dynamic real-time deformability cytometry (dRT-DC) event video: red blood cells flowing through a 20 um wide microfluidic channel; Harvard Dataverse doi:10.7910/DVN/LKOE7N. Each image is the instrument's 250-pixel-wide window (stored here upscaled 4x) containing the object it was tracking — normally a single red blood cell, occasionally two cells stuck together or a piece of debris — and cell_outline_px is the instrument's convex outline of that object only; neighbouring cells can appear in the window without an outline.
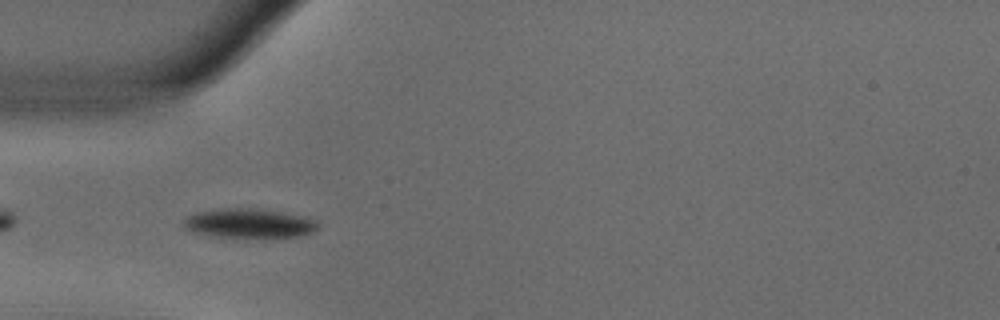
{"species": "common noctule bat (a hibernating species)", "species_latin": "Nyctalus noctula", "temperature_condition": "warm", "stored_images_in_passage": 42, "camera_frame_rate_fps": 3000, "um_per_image_px": 0.085, "animal": {"sex": "male", "body_mass_g": 18.8}, "frame": {"image": 1, "passage_image": 3, "time_ms": 0.667, "image_size_px": [1000, 320], "cell_outline_px": [[316, 228], [312, 232], [300, 236], [208, 236], [184, 228], [184, 220], [188, 216], [196, 212], [224, 208], [248, 208], [280, 212], [316, 220]], "centroid_in_image_um": [21.1, 18.97], "position_along_channel_um": 63.9, "area_um2": 22.08}}
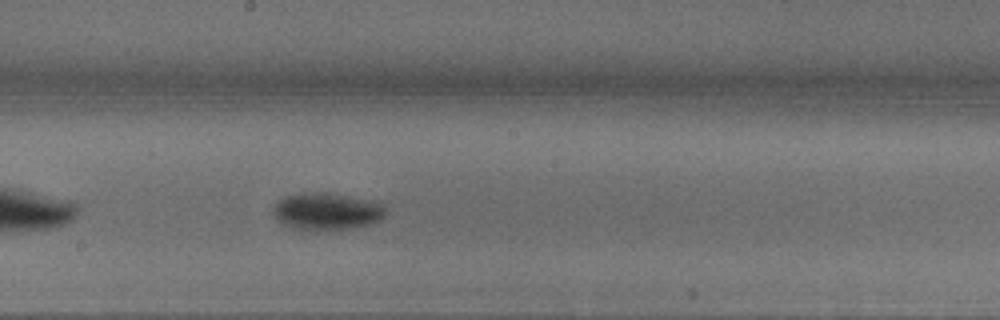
{"frame": {"image": 2, "passage_image": 16, "time_ms": 5.0, "image_size_px": [1000, 320], "cell_outline_px": [[388, 208], [384, 216], [380, 220], [368, 224], [352, 228], [312, 232], [300, 232], [284, 224], [272, 212], [276, 204], [284, 196], [300, 192], [324, 192], [372, 200], [384, 204]], "centroid_in_image_um": [27.79, 17.98], "position_along_channel_um": 220.4, "area_um2": 24.91}}
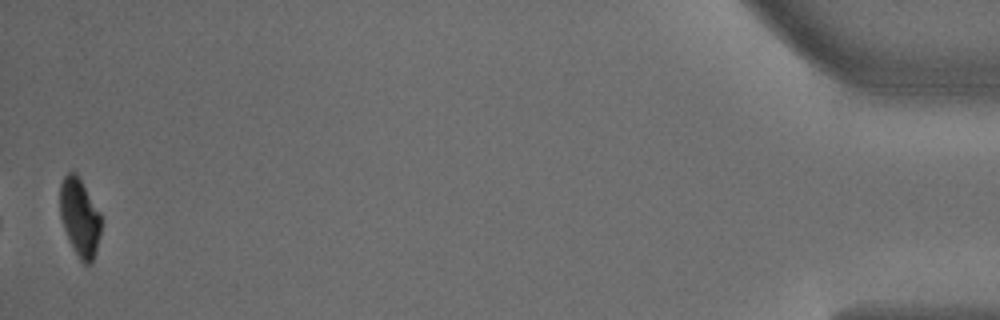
{"frame": {"image": 3, "passage_image": 41, "time_ms": 13.333, "image_size_px": [1000, 320], "cell_outline_px": [[100, 236], [96, 252], [92, 264], [84, 264], [80, 260], [64, 228], [60, 216], [60, 184], [64, 176], [68, 172], [76, 172], [100, 212]], "centroid_in_image_um": [6.78, 18.47], "position_along_channel_um": 428.4, "area_um2": 18.5}, "authors_computed_cell_mechanics": {"area_um2": 22.5709, "velocity_mm_per_s": 3.619, "shape_relaxation_time_tau1_ms": 3.7521, "shape_relaxation_time_tau2_ms": null, "deformation_change_tau1": 0.1984, "deformation_change_tau2": null}}